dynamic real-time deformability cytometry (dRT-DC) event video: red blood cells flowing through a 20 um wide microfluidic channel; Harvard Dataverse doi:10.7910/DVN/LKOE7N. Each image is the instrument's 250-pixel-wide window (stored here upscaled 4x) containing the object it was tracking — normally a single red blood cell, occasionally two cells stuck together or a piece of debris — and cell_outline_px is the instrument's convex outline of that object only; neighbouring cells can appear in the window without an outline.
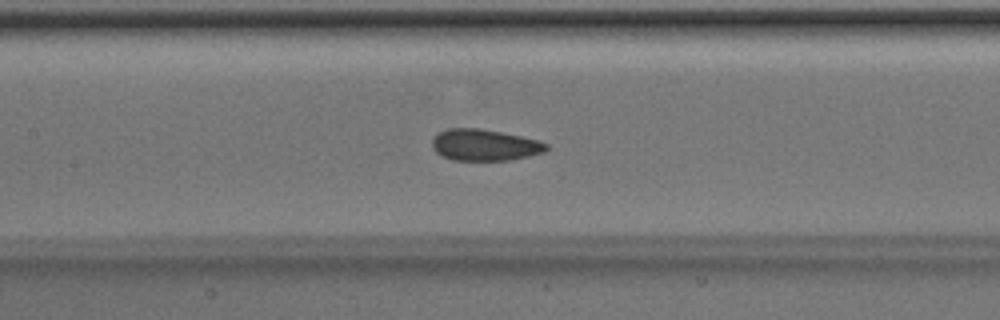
{"species": "Egyptian fruit bat (a non-hibernating species)", "species_latin": "Rousettus aegyptiacus", "temperature_condition": "room temperature", "stored_images_in_passage": 52, "segment_of_instrument_passage": [1, 2], "camera_frame_rate_fps": 3000, "um_per_image_px": 0.085, "animal": {"sex": "male"}, "frame": {"image": 1, "passage_image": 24, "time_ms": 7.667, "image_size_px": [1000, 320], "cell_outline_px": [[548, 148], [544, 152], [512, 160], [452, 160], [436, 152], [432, 148], [432, 140], [440, 132], [448, 128], [480, 128], [520, 136], [536, 140], [548, 144]], "centroid_in_image_um": [41.18, 12.33], "position_along_channel_um": 166.2, "area_um2": 20.75}}
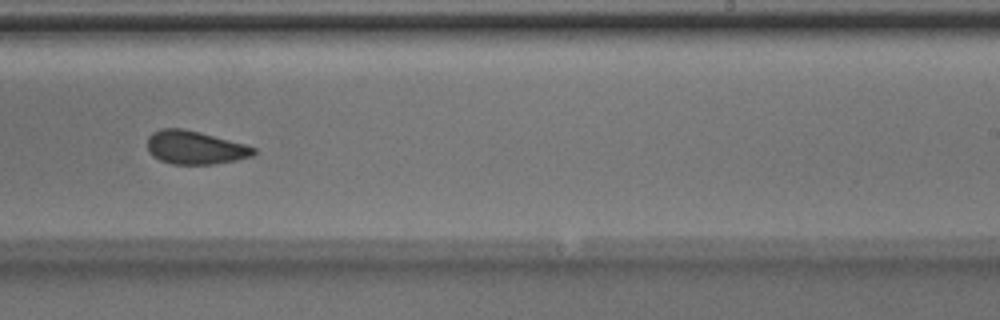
{"frame": {"image": 2, "passage_image": 32, "time_ms": 10.333, "image_size_px": [1000, 320], "cell_outline_px": [[256, 152], [252, 156], [236, 160], [212, 164], [172, 164], [160, 160], [152, 156], [148, 152], [148, 136], [152, 132], [160, 128], [184, 128], [200, 132], [244, 144], [256, 148]], "centroid_in_image_um": [16.54, 12.53], "position_along_channel_um": 272.5, "area_um2": 20.69}}
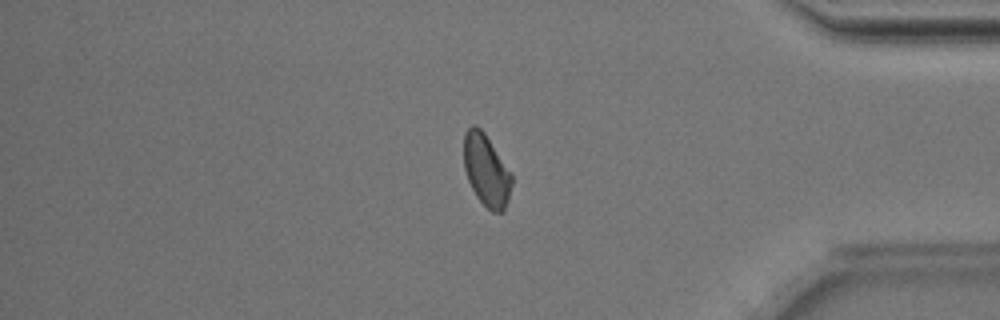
{"frame": {"image": 3, "passage_image": 43, "time_ms": 14.0, "image_size_px": [1000, 320], "cell_outline_px": [[512, 184], [508, 200], [504, 212], [492, 212], [476, 196], [468, 180], [464, 168], [464, 132], [472, 124], [476, 124], [484, 132], [512, 172]], "centroid_in_image_um": [41.35, 14.46], "position_along_channel_um": 393.9, "area_um2": 20.23}}